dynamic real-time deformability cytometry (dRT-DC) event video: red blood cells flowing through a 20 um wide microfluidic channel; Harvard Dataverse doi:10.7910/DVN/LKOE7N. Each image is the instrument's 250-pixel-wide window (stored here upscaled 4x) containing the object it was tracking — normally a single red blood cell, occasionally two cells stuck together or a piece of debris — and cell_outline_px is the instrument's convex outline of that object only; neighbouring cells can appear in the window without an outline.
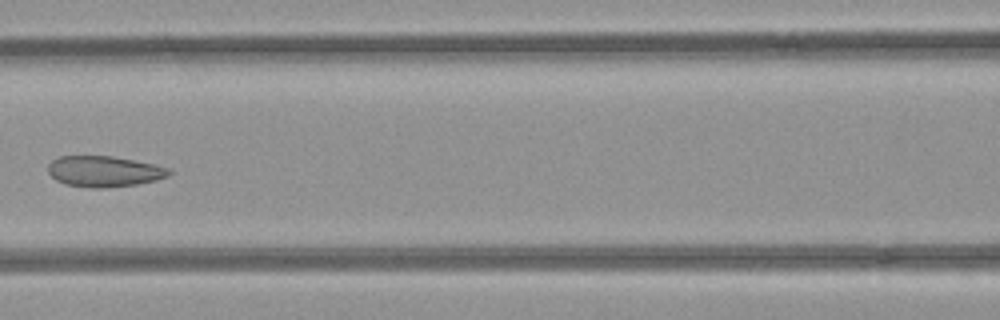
{"species": "common noctule bat (a hibernating species)", "species_latin": "Nyctalus noctula", "temperature_condition": "room temperature", "stored_images_in_passage": 4, "camera_frame_rate_fps": 3000, "um_per_image_px": 0.085, "animal": {"sex": "female", "body_mass_g": 21.9}, "frame": {"image": 1, "passage_image": 4, "time_ms": 1.0, "image_size_px": [1000, 320], "cell_outline_px": [[172, 172], [168, 176], [156, 180], [136, 184], [104, 188], [92, 188], [64, 184], [56, 180], [48, 172], [48, 164], [52, 160], [60, 156], [112, 156], [152, 164], [168, 168]], "centroid_in_image_um": [8.82, 14.57], "position_along_channel_um": 157.8, "area_um2": 21.62}}